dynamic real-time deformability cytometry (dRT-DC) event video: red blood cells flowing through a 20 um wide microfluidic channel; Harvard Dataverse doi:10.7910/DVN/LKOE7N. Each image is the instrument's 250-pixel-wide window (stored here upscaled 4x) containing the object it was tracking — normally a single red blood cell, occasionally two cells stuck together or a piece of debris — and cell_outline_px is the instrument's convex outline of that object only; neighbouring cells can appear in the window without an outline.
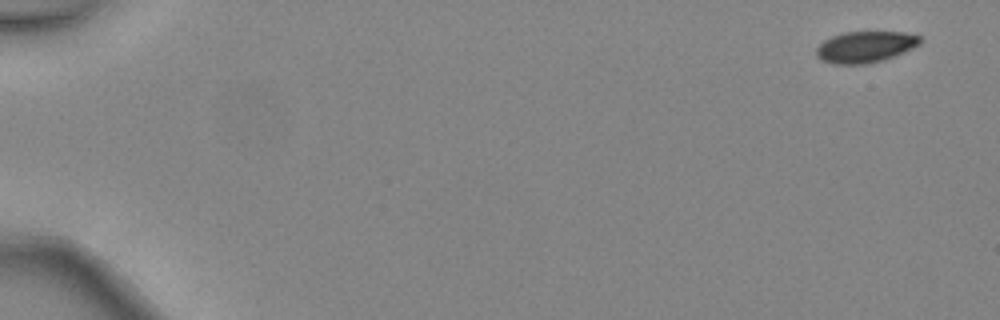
{"species": "common noctule bat (a hibernating species)", "species_latin": "Nyctalus noctula", "temperature_condition": "warm", "stored_images_in_passage": 3, "camera_frame_rate_fps": 3000, "um_per_image_px": 0.085, "animal": {"sex": "female", "body_mass_g": 24.6, "forearm_length_mm": 56.2}, "frame": {"image": 1, "passage_image": 1, "time_ms": 0.0, "image_size_px": [1000, 320], "cell_outline_px": [[924, 40], [920, 44], [912, 48], [892, 56], [880, 60], [864, 64], [832, 64], [820, 60], [816, 56], [816, 48], [824, 40], [832, 36], [844, 32], [904, 32], [920, 36]], "centroid_in_image_um": [73.52, 3.98], "position_along_channel_um": 11.5, "area_um2": 18.84}}
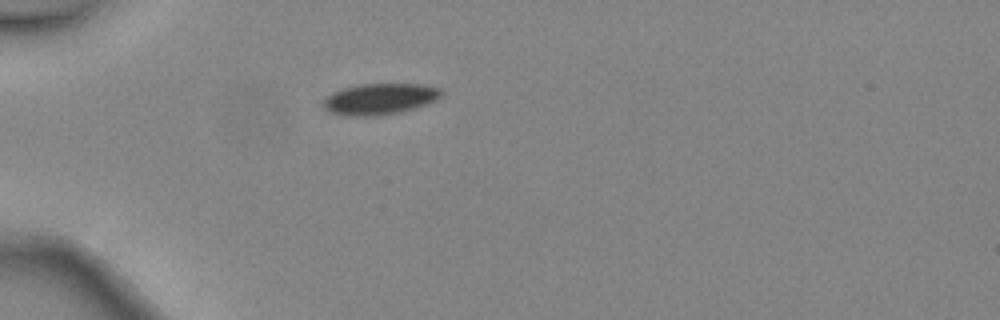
{"frame": {"image": 2, "passage_image": 3, "time_ms": 0.667, "image_size_px": [1000, 320], "cell_outline_px": [[444, 92], [436, 100], [400, 112], [376, 116], [344, 116], [332, 112], [324, 108], [324, 96], [332, 92], [344, 88], [360, 84], [424, 84], [440, 88]], "centroid_in_image_um": [32.26, 8.41], "position_along_channel_um": 52.7, "area_um2": 21.39}}